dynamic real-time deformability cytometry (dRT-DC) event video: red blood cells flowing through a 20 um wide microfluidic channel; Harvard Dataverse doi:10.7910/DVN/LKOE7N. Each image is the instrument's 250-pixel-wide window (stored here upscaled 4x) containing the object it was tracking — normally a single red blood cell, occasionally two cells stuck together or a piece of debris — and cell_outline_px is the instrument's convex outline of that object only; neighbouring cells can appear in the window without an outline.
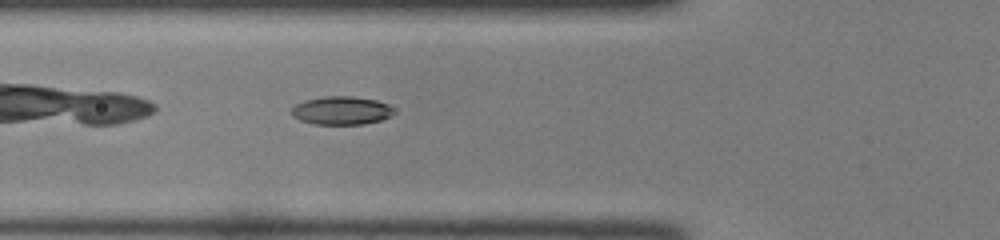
{"species": "common noctule bat (a hibernating species)", "species_latin": "Nyctalus noctula", "temperature_condition": "room temperature", "stored_images_in_passage": 27, "camera_frame_rate_fps": 3000, "um_per_image_px": 0.085, "animal": {"sex": "female", "body_mass_g": 22.0, "forearm_length_mm": 56.7}, "frame": {"image": 1, "passage_image": 4, "time_ms": 1.0, "image_size_px": [1000, 240], "cell_outline_px": [[392, 116], [380, 120], [364, 124], [316, 124], [300, 120], [292, 116], [292, 108], [296, 104], [304, 100], [324, 96], [352, 96], [376, 100], [388, 104], [392, 108]], "centroid_in_image_um": [29.01, 9.39], "position_along_channel_um": 96.8, "area_um2": 16.82}}
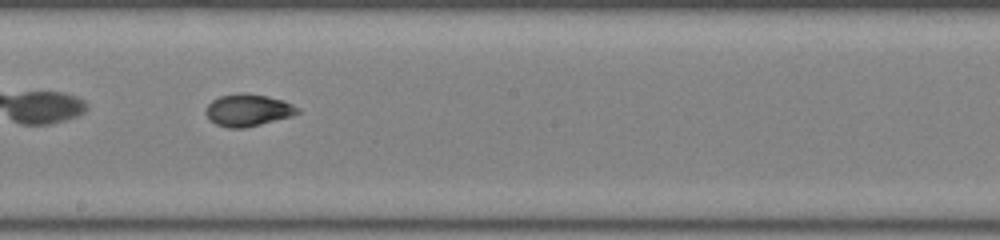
{"frame": {"image": 2, "passage_image": 13, "time_ms": 4.0, "image_size_px": [1000, 240], "cell_outline_px": [[300, 112], [292, 116], [244, 128], [228, 128], [216, 124], [208, 120], [204, 112], [208, 104], [212, 100], [220, 96], [240, 92], [244, 92], [268, 96], [284, 100], [300, 108]], "centroid_in_image_um": [21.06, 9.35], "position_along_channel_um": 227.1, "area_um2": 17.4}}
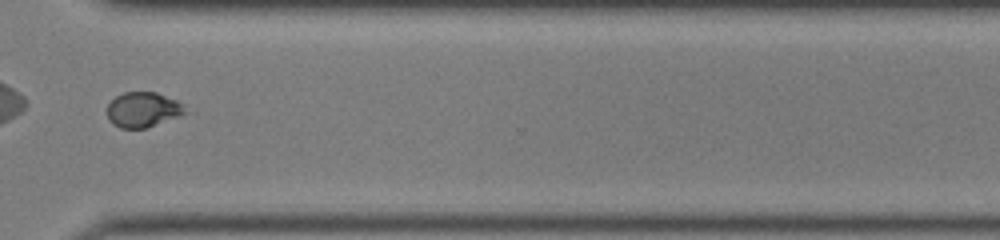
{"frame": {"image": 3, "passage_image": 22, "time_ms": 7.0, "image_size_px": [1000, 240], "cell_outline_px": [[192, 112], [148, 128], [120, 128], [112, 124], [108, 120], [108, 104], [116, 96], [124, 92], [156, 92], [176, 100], [184, 104]], "centroid_in_image_um": [12.22, 9.33], "position_along_channel_um": 358.4, "area_um2": 16.36}}